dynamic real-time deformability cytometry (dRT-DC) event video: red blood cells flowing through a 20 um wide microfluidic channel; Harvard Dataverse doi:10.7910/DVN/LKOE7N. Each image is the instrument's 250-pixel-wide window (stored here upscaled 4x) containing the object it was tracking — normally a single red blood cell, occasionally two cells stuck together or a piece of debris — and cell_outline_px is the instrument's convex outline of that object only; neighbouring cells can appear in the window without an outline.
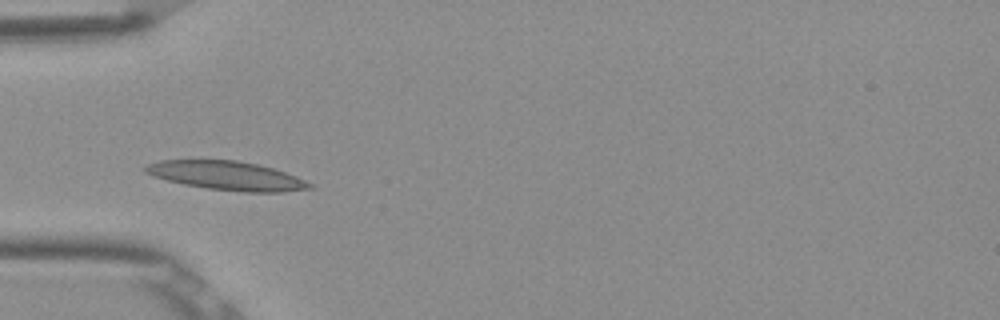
{"species": "Egyptian fruit bat (a non-hibernating species)", "species_latin": "Rousettus aegyptiacus", "temperature_condition": "room temperature", "stored_images_in_passage": 6, "camera_frame_rate_fps": 3000, "um_per_image_px": 0.085, "frame": {"image": 1, "passage_image": 3, "time_ms": 0.667, "image_size_px": [1000, 320], "cell_outline_px": [[316, 188], [284, 192], [244, 192], [208, 188], [184, 184], [152, 176], [144, 172], [144, 168], [148, 164], [160, 160], [236, 160], [256, 164], [272, 168], [296, 176], [312, 184]], "centroid_in_image_um": [19.29, 14.93], "position_along_channel_um": 65.7, "area_um2": 27.46}}
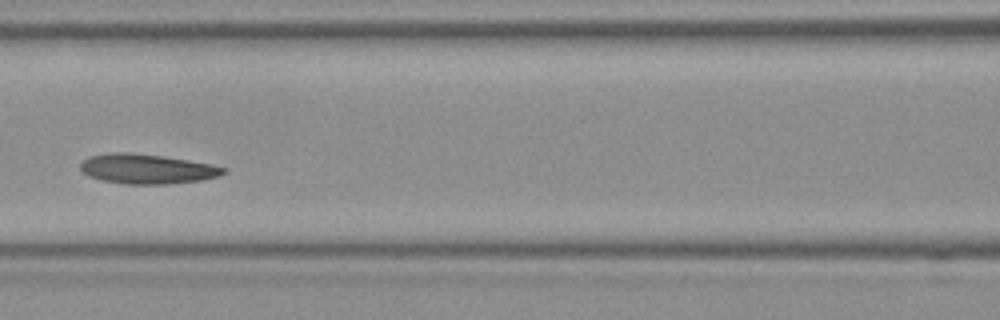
{"frame": {"image": 2, "passage_image": 5, "time_ms": 1.333, "image_size_px": [1000, 320], "cell_outline_px": [[228, 172], [220, 176], [200, 180], [168, 184], [124, 184], [100, 180], [88, 176], [80, 168], [80, 164], [88, 156], [108, 152], [128, 152], [164, 156], [212, 164], [228, 168]], "centroid_in_image_um": [12.51, 14.35], "position_along_channel_um": 154.1, "area_um2": 25.09}}
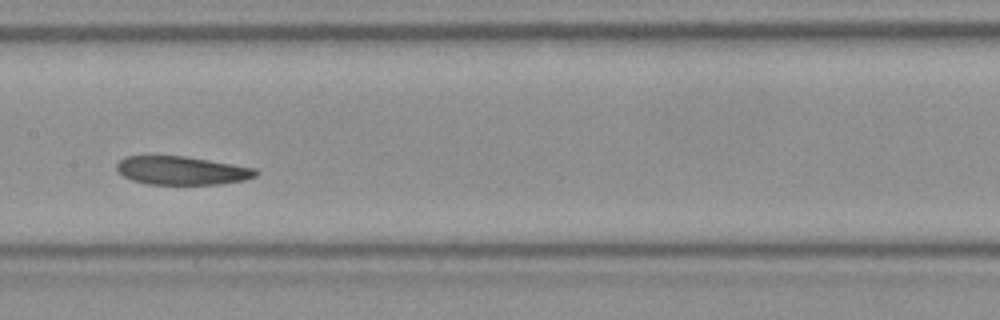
{"frame": {"image": 3, "passage_image": 6, "time_ms": 1.667, "image_size_px": [1000, 320], "cell_outline_px": [[260, 172], [256, 176], [244, 180], [220, 184], [148, 184], [132, 180], [116, 172], [116, 164], [124, 156], [184, 156], [256, 168]], "centroid_in_image_um": [15.44, 14.49], "position_along_channel_um": 192.0, "area_um2": 23.06}}